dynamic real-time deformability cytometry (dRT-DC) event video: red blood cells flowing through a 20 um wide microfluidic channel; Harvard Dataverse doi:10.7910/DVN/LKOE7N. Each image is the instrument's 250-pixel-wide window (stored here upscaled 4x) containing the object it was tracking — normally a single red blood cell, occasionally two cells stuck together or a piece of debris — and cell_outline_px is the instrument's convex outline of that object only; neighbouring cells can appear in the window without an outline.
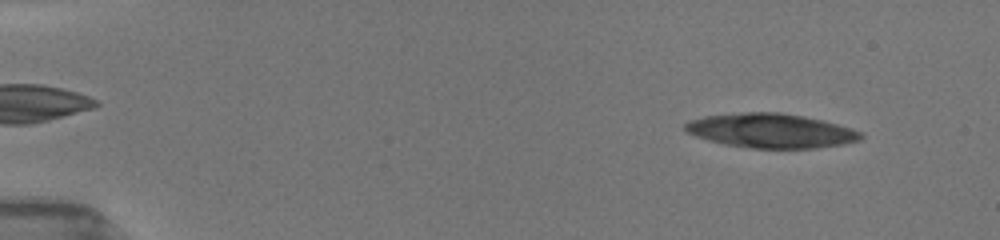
{"species": "common noctule bat (a hibernating species)", "species_latin": "Nyctalus noctula", "temperature_condition": "room temperature", "stored_images_in_passage": 34, "camera_frame_rate_fps": 3000, "um_per_image_px": 0.085, "animal": {"sex": "female", "body_mass_g": 19.5, "forearm_length_mm": 54.1}, "frame": {"image": 1, "passage_image": 8, "time_ms": 1.333, "image_size_px": [1000, 240], "cell_outline_px": [[860, 136], [856, 140], [840, 144], [812, 148], [752, 148], [728, 144], [696, 136], [688, 132], [684, 128], [684, 124], [692, 120], [708, 116], [744, 112], [780, 112], [820, 120], [848, 128], [860, 132]], "centroid_in_image_um": [65.47, 11.1], "position_along_channel_um": 19.5, "area_um2": 33.93}}
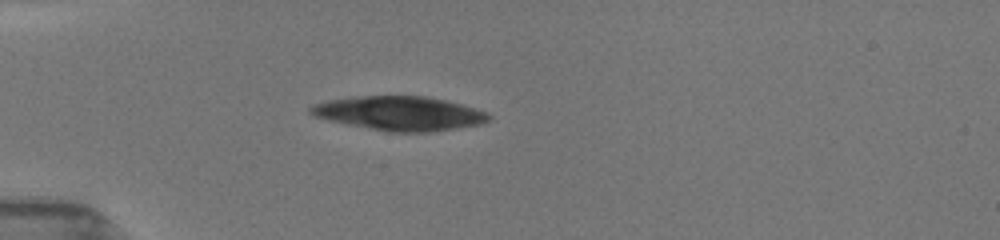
{"frame": {"image": 2, "passage_image": 29, "time_ms": 4.667, "image_size_px": [1000, 240], "cell_outline_px": [[488, 120], [476, 124], [424, 132], [392, 132], [332, 120], [316, 116], [308, 112], [308, 108], [316, 104], [328, 100], [356, 96], [424, 96], [444, 100], [460, 104], [484, 112], [488, 116]], "centroid_in_image_um": [33.9, 9.61], "position_along_channel_um": 51.1, "area_um2": 34.1}}